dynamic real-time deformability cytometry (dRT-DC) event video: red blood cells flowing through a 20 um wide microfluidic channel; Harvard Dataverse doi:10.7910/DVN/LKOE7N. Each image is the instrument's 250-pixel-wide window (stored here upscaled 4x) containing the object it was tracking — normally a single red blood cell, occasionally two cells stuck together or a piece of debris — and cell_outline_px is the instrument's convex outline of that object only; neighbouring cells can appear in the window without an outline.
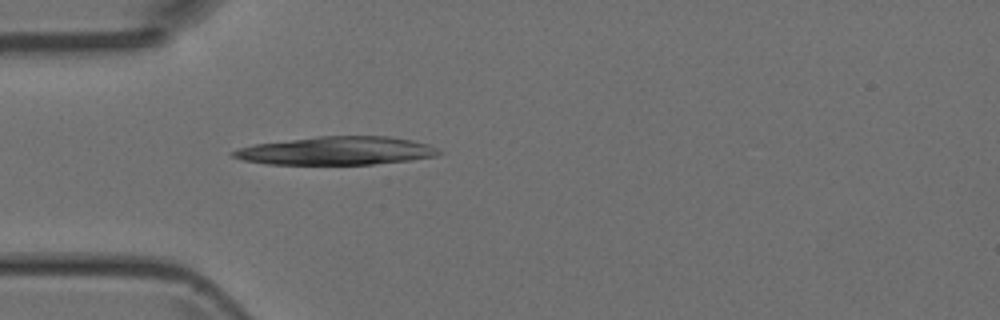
{"species": "Egyptian fruit bat (a non-hibernating species)", "species_latin": "Rousettus aegyptiacus", "temperature_condition": "room temperature", "stored_images_in_passage": 1, "camera_frame_rate_fps": 3000, "um_per_image_px": 0.085, "animal": {"sex": "female"}, "frame": {"image": 1, "passage_image": 1, "time_ms": 0.0, "image_size_px": [1000, 320], "cell_outline_px": [[444, 152], [436, 156], [408, 160], [372, 164], [268, 164], [244, 160], [232, 156], [228, 152], [240, 148], [256, 144], [320, 136], [388, 136], [412, 140], [428, 144]], "centroid_in_image_um": [28.63, 12.81], "position_along_channel_um": 56.4, "area_um2": 33.58}}